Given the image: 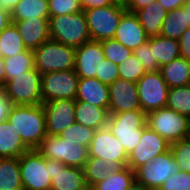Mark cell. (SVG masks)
I'll list each match as a JSON object with an SVG mask.
<instances>
[{"label":"cell","mask_w":190,"mask_h":190,"mask_svg":"<svg viewBox=\"0 0 190 190\" xmlns=\"http://www.w3.org/2000/svg\"><path fill=\"white\" fill-rule=\"evenodd\" d=\"M50 16L81 12L80 0H48Z\"/></svg>","instance_id":"obj_39"},{"label":"cell","mask_w":190,"mask_h":190,"mask_svg":"<svg viewBox=\"0 0 190 190\" xmlns=\"http://www.w3.org/2000/svg\"><path fill=\"white\" fill-rule=\"evenodd\" d=\"M190 27L184 6L167 13L163 21L161 36L179 40L181 35Z\"/></svg>","instance_id":"obj_30"},{"label":"cell","mask_w":190,"mask_h":190,"mask_svg":"<svg viewBox=\"0 0 190 190\" xmlns=\"http://www.w3.org/2000/svg\"><path fill=\"white\" fill-rule=\"evenodd\" d=\"M30 149L23 143L21 137L8 120L0 122V158H20Z\"/></svg>","instance_id":"obj_23"},{"label":"cell","mask_w":190,"mask_h":190,"mask_svg":"<svg viewBox=\"0 0 190 190\" xmlns=\"http://www.w3.org/2000/svg\"><path fill=\"white\" fill-rule=\"evenodd\" d=\"M19 167L24 190H50L49 159L37 149L25 152L19 158Z\"/></svg>","instance_id":"obj_10"},{"label":"cell","mask_w":190,"mask_h":190,"mask_svg":"<svg viewBox=\"0 0 190 190\" xmlns=\"http://www.w3.org/2000/svg\"><path fill=\"white\" fill-rule=\"evenodd\" d=\"M184 7H190V0H185Z\"/></svg>","instance_id":"obj_54"},{"label":"cell","mask_w":190,"mask_h":190,"mask_svg":"<svg viewBox=\"0 0 190 190\" xmlns=\"http://www.w3.org/2000/svg\"><path fill=\"white\" fill-rule=\"evenodd\" d=\"M166 107L190 117V85L168 89Z\"/></svg>","instance_id":"obj_34"},{"label":"cell","mask_w":190,"mask_h":190,"mask_svg":"<svg viewBox=\"0 0 190 190\" xmlns=\"http://www.w3.org/2000/svg\"><path fill=\"white\" fill-rule=\"evenodd\" d=\"M160 72L169 88L190 85V61L182 57L160 67Z\"/></svg>","instance_id":"obj_25"},{"label":"cell","mask_w":190,"mask_h":190,"mask_svg":"<svg viewBox=\"0 0 190 190\" xmlns=\"http://www.w3.org/2000/svg\"><path fill=\"white\" fill-rule=\"evenodd\" d=\"M96 130L86 127L79 123H74L72 126L65 128L60 134V137L67 139L75 144H80L89 147Z\"/></svg>","instance_id":"obj_36"},{"label":"cell","mask_w":190,"mask_h":190,"mask_svg":"<svg viewBox=\"0 0 190 190\" xmlns=\"http://www.w3.org/2000/svg\"><path fill=\"white\" fill-rule=\"evenodd\" d=\"M113 4L121 5L126 7L129 3V0H111Z\"/></svg>","instance_id":"obj_51"},{"label":"cell","mask_w":190,"mask_h":190,"mask_svg":"<svg viewBox=\"0 0 190 190\" xmlns=\"http://www.w3.org/2000/svg\"><path fill=\"white\" fill-rule=\"evenodd\" d=\"M79 77L75 70L42 75V103L58 99H76Z\"/></svg>","instance_id":"obj_12"},{"label":"cell","mask_w":190,"mask_h":190,"mask_svg":"<svg viewBox=\"0 0 190 190\" xmlns=\"http://www.w3.org/2000/svg\"><path fill=\"white\" fill-rule=\"evenodd\" d=\"M11 102L5 95L4 90L0 89V122L7 120Z\"/></svg>","instance_id":"obj_45"},{"label":"cell","mask_w":190,"mask_h":190,"mask_svg":"<svg viewBox=\"0 0 190 190\" xmlns=\"http://www.w3.org/2000/svg\"><path fill=\"white\" fill-rule=\"evenodd\" d=\"M104 59L101 42H86L76 48L75 73L79 78H96L98 63Z\"/></svg>","instance_id":"obj_18"},{"label":"cell","mask_w":190,"mask_h":190,"mask_svg":"<svg viewBox=\"0 0 190 190\" xmlns=\"http://www.w3.org/2000/svg\"><path fill=\"white\" fill-rule=\"evenodd\" d=\"M160 2L167 12L175 10L178 7H182L185 4V0H157Z\"/></svg>","instance_id":"obj_47"},{"label":"cell","mask_w":190,"mask_h":190,"mask_svg":"<svg viewBox=\"0 0 190 190\" xmlns=\"http://www.w3.org/2000/svg\"><path fill=\"white\" fill-rule=\"evenodd\" d=\"M6 82L34 68V51H26L4 59Z\"/></svg>","instance_id":"obj_33"},{"label":"cell","mask_w":190,"mask_h":190,"mask_svg":"<svg viewBox=\"0 0 190 190\" xmlns=\"http://www.w3.org/2000/svg\"><path fill=\"white\" fill-rule=\"evenodd\" d=\"M27 49L34 50L49 37V18L12 20Z\"/></svg>","instance_id":"obj_20"},{"label":"cell","mask_w":190,"mask_h":190,"mask_svg":"<svg viewBox=\"0 0 190 190\" xmlns=\"http://www.w3.org/2000/svg\"><path fill=\"white\" fill-rule=\"evenodd\" d=\"M101 47L105 58L117 65L121 64L134 54L133 50L126 48L115 38L101 41Z\"/></svg>","instance_id":"obj_35"},{"label":"cell","mask_w":190,"mask_h":190,"mask_svg":"<svg viewBox=\"0 0 190 190\" xmlns=\"http://www.w3.org/2000/svg\"><path fill=\"white\" fill-rule=\"evenodd\" d=\"M185 13L187 14L188 23L190 25V7H184Z\"/></svg>","instance_id":"obj_52"},{"label":"cell","mask_w":190,"mask_h":190,"mask_svg":"<svg viewBox=\"0 0 190 190\" xmlns=\"http://www.w3.org/2000/svg\"><path fill=\"white\" fill-rule=\"evenodd\" d=\"M167 13L160 2L154 1L134 14L144 28L146 35L148 37H154L161 34L163 21Z\"/></svg>","instance_id":"obj_24"},{"label":"cell","mask_w":190,"mask_h":190,"mask_svg":"<svg viewBox=\"0 0 190 190\" xmlns=\"http://www.w3.org/2000/svg\"><path fill=\"white\" fill-rule=\"evenodd\" d=\"M109 111L106 108L91 105L85 101H76L75 121L94 130L107 127Z\"/></svg>","instance_id":"obj_22"},{"label":"cell","mask_w":190,"mask_h":190,"mask_svg":"<svg viewBox=\"0 0 190 190\" xmlns=\"http://www.w3.org/2000/svg\"><path fill=\"white\" fill-rule=\"evenodd\" d=\"M41 79L42 75L33 68L8 80L3 90L11 105L42 104Z\"/></svg>","instance_id":"obj_7"},{"label":"cell","mask_w":190,"mask_h":190,"mask_svg":"<svg viewBox=\"0 0 190 190\" xmlns=\"http://www.w3.org/2000/svg\"><path fill=\"white\" fill-rule=\"evenodd\" d=\"M49 172L52 180L50 190H90L82 168L49 159Z\"/></svg>","instance_id":"obj_16"},{"label":"cell","mask_w":190,"mask_h":190,"mask_svg":"<svg viewBox=\"0 0 190 190\" xmlns=\"http://www.w3.org/2000/svg\"><path fill=\"white\" fill-rule=\"evenodd\" d=\"M141 110L148 113L166 107L168 85L159 71L146 72L136 83Z\"/></svg>","instance_id":"obj_11"},{"label":"cell","mask_w":190,"mask_h":190,"mask_svg":"<svg viewBox=\"0 0 190 190\" xmlns=\"http://www.w3.org/2000/svg\"><path fill=\"white\" fill-rule=\"evenodd\" d=\"M109 113H122L141 110L137 85L135 82L118 78L109 85Z\"/></svg>","instance_id":"obj_17"},{"label":"cell","mask_w":190,"mask_h":190,"mask_svg":"<svg viewBox=\"0 0 190 190\" xmlns=\"http://www.w3.org/2000/svg\"><path fill=\"white\" fill-rule=\"evenodd\" d=\"M170 150L179 170L190 173V137L171 144Z\"/></svg>","instance_id":"obj_38"},{"label":"cell","mask_w":190,"mask_h":190,"mask_svg":"<svg viewBox=\"0 0 190 190\" xmlns=\"http://www.w3.org/2000/svg\"><path fill=\"white\" fill-rule=\"evenodd\" d=\"M146 124L169 144L190 137L189 118L167 107L148 113Z\"/></svg>","instance_id":"obj_5"},{"label":"cell","mask_w":190,"mask_h":190,"mask_svg":"<svg viewBox=\"0 0 190 190\" xmlns=\"http://www.w3.org/2000/svg\"><path fill=\"white\" fill-rule=\"evenodd\" d=\"M5 85H6L5 63H4V58L0 56V89L3 90Z\"/></svg>","instance_id":"obj_50"},{"label":"cell","mask_w":190,"mask_h":190,"mask_svg":"<svg viewBox=\"0 0 190 190\" xmlns=\"http://www.w3.org/2000/svg\"><path fill=\"white\" fill-rule=\"evenodd\" d=\"M178 41L180 46V57L190 61V27L181 35Z\"/></svg>","instance_id":"obj_43"},{"label":"cell","mask_w":190,"mask_h":190,"mask_svg":"<svg viewBox=\"0 0 190 190\" xmlns=\"http://www.w3.org/2000/svg\"><path fill=\"white\" fill-rule=\"evenodd\" d=\"M96 78L103 84L110 85L119 78L118 65L111 63L106 58L98 63Z\"/></svg>","instance_id":"obj_41"},{"label":"cell","mask_w":190,"mask_h":190,"mask_svg":"<svg viewBox=\"0 0 190 190\" xmlns=\"http://www.w3.org/2000/svg\"><path fill=\"white\" fill-rule=\"evenodd\" d=\"M148 43L153 50L154 60L162 67L180 57L179 41L164 36L148 37Z\"/></svg>","instance_id":"obj_27"},{"label":"cell","mask_w":190,"mask_h":190,"mask_svg":"<svg viewBox=\"0 0 190 190\" xmlns=\"http://www.w3.org/2000/svg\"><path fill=\"white\" fill-rule=\"evenodd\" d=\"M114 38L133 51L148 40V36L139 23L137 16L128 11L122 15Z\"/></svg>","instance_id":"obj_19"},{"label":"cell","mask_w":190,"mask_h":190,"mask_svg":"<svg viewBox=\"0 0 190 190\" xmlns=\"http://www.w3.org/2000/svg\"><path fill=\"white\" fill-rule=\"evenodd\" d=\"M119 78L137 83L146 73L140 60L133 54L131 57L118 64Z\"/></svg>","instance_id":"obj_37"},{"label":"cell","mask_w":190,"mask_h":190,"mask_svg":"<svg viewBox=\"0 0 190 190\" xmlns=\"http://www.w3.org/2000/svg\"><path fill=\"white\" fill-rule=\"evenodd\" d=\"M111 0H80L82 11L112 5Z\"/></svg>","instance_id":"obj_44"},{"label":"cell","mask_w":190,"mask_h":190,"mask_svg":"<svg viewBox=\"0 0 190 190\" xmlns=\"http://www.w3.org/2000/svg\"><path fill=\"white\" fill-rule=\"evenodd\" d=\"M26 50L23 39L13 23L0 33V56L2 58L15 56Z\"/></svg>","instance_id":"obj_32"},{"label":"cell","mask_w":190,"mask_h":190,"mask_svg":"<svg viewBox=\"0 0 190 190\" xmlns=\"http://www.w3.org/2000/svg\"><path fill=\"white\" fill-rule=\"evenodd\" d=\"M174 156L168 151L149 159L145 165L138 167L135 172L136 186L148 189H159L170 176L179 172Z\"/></svg>","instance_id":"obj_8"},{"label":"cell","mask_w":190,"mask_h":190,"mask_svg":"<svg viewBox=\"0 0 190 190\" xmlns=\"http://www.w3.org/2000/svg\"><path fill=\"white\" fill-rule=\"evenodd\" d=\"M49 17L48 0H20L11 12V20Z\"/></svg>","instance_id":"obj_31"},{"label":"cell","mask_w":190,"mask_h":190,"mask_svg":"<svg viewBox=\"0 0 190 190\" xmlns=\"http://www.w3.org/2000/svg\"><path fill=\"white\" fill-rule=\"evenodd\" d=\"M0 190H24L19 158H0Z\"/></svg>","instance_id":"obj_28"},{"label":"cell","mask_w":190,"mask_h":190,"mask_svg":"<svg viewBox=\"0 0 190 190\" xmlns=\"http://www.w3.org/2000/svg\"><path fill=\"white\" fill-rule=\"evenodd\" d=\"M20 0H0V6L8 11L12 12Z\"/></svg>","instance_id":"obj_49"},{"label":"cell","mask_w":190,"mask_h":190,"mask_svg":"<svg viewBox=\"0 0 190 190\" xmlns=\"http://www.w3.org/2000/svg\"><path fill=\"white\" fill-rule=\"evenodd\" d=\"M123 167L121 163L105 162L101 158L89 157L83 168L88 187L91 189L95 184Z\"/></svg>","instance_id":"obj_26"},{"label":"cell","mask_w":190,"mask_h":190,"mask_svg":"<svg viewBox=\"0 0 190 190\" xmlns=\"http://www.w3.org/2000/svg\"><path fill=\"white\" fill-rule=\"evenodd\" d=\"M147 115L142 110H130L122 113H109L107 127L118 138L126 153L139 144L142 129L146 125Z\"/></svg>","instance_id":"obj_4"},{"label":"cell","mask_w":190,"mask_h":190,"mask_svg":"<svg viewBox=\"0 0 190 190\" xmlns=\"http://www.w3.org/2000/svg\"><path fill=\"white\" fill-rule=\"evenodd\" d=\"M37 150L47 159L58 160L66 166L82 169L89 158L88 147L67 141L59 135H47Z\"/></svg>","instance_id":"obj_6"},{"label":"cell","mask_w":190,"mask_h":190,"mask_svg":"<svg viewBox=\"0 0 190 190\" xmlns=\"http://www.w3.org/2000/svg\"><path fill=\"white\" fill-rule=\"evenodd\" d=\"M34 68L41 74L75 69L76 48L49 38L34 49Z\"/></svg>","instance_id":"obj_2"},{"label":"cell","mask_w":190,"mask_h":190,"mask_svg":"<svg viewBox=\"0 0 190 190\" xmlns=\"http://www.w3.org/2000/svg\"><path fill=\"white\" fill-rule=\"evenodd\" d=\"M135 187V172L128 166H124L95 184L90 190H134Z\"/></svg>","instance_id":"obj_29"},{"label":"cell","mask_w":190,"mask_h":190,"mask_svg":"<svg viewBox=\"0 0 190 190\" xmlns=\"http://www.w3.org/2000/svg\"><path fill=\"white\" fill-rule=\"evenodd\" d=\"M7 120L18 131L23 143L37 149L47 136L43 105H11Z\"/></svg>","instance_id":"obj_1"},{"label":"cell","mask_w":190,"mask_h":190,"mask_svg":"<svg viewBox=\"0 0 190 190\" xmlns=\"http://www.w3.org/2000/svg\"><path fill=\"white\" fill-rule=\"evenodd\" d=\"M154 1L157 0H129L128 5L126 6V10L128 12L135 13L136 11L143 9Z\"/></svg>","instance_id":"obj_46"},{"label":"cell","mask_w":190,"mask_h":190,"mask_svg":"<svg viewBox=\"0 0 190 190\" xmlns=\"http://www.w3.org/2000/svg\"><path fill=\"white\" fill-rule=\"evenodd\" d=\"M12 24L11 13L0 6V33Z\"/></svg>","instance_id":"obj_48"},{"label":"cell","mask_w":190,"mask_h":190,"mask_svg":"<svg viewBox=\"0 0 190 190\" xmlns=\"http://www.w3.org/2000/svg\"><path fill=\"white\" fill-rule=\"evenodd\" d=\"M134 55L140 60L146 72H155L160 70L157 61L154 60L153 50L148 41L133 51Z\"/></svg>","instance_id":"obj_40"},{"label":"cell","mask_w":190,"mask_h":190,"mask_svg":"<svg viewBox=\"0 0 190 190\" xmlns=\"http://www.w3.org/2000/svg\"><path fill=\"white\" fill-rule=\"evenodd\" d=\"M49 37L74 48L91 41L84 12L50 16Z\"/></svg>","instance_id":"obj_3"},{"label":"cell","mask_w":190,"mask_h":190,"mask_svg":"<svg viewBox=\"0 0 190 190\" xmlns=\"http://www.w3.org/2000/svg\"><path fill=\"white\" fill-rule=\"evenodd\" d=\"M75 100L109 110V85L101 83L97 78H79Z\"/></svg>","instance_id":"obj_21"},{"label":"cell","mask_w":190,"mask_h":190,"mask_svg":"<svg viewBox=\"0 0 190 190\" xmlns=\"http://www.w3.org/2000/svg\"><path fill=\"white\" fill-rule=\"evenodd\" d=\"M159 190H190V173L179 171L167 178Z\"/></svg>","instance_id":"obj_42"},{"label":"cell","mask_w":190,"mask_h":190,"mask_svg":"<svg viewBox=\"0 0 190 190\" xmlns=\"http://www.w3.org/2000/svg\"><path fill=\"white\" fill-rule=\"evenodd\" d=\"M170 146L171 144L146 124L139 144L128 155L127 166L135 171L149 159L168 151Z\"/></svg>","instance_id":"obj_13"},{"label":"cell","mask_w":190,"mask_h":190,"mask_svg":"<svg viewBox=\"0 0 190 190\" xmlns=\"http://www.w3.org/2000/svg\"><path fill=\"white\" fill-rule=\"evenodd\" d=\"M45 112L47 135L58 136L75 121V99H58L42 103Z\"/></svg>","instance_id":"obj_15"},{"label":"cell","mask_w":190,"mask_h":190,"mask_svg":"<svg viewBox=\"0 0 190 190\" xmlns=\"http://www.w3.org/2000/svg\"><path fill=\"white\" fill-rule=\"evenodd\" d=\"M89 157H97L105 162H117L127 166L128 154L118 138L108 127L97 129L88 147Z\"/></svg>","instance_id":"obj_14"},{"label":"cell","mask_w":190,"mask_h":190,"mask_svg":"<svg viewBox=\"0 0 190 190\" xmlns=\"http://www.w3.org/2000/svg\"><path fill=\"white\" fill-rule=\"evenodd\" d=\"M134 190H159V189H148V188H142V187L136 186Z\"/></svg>","instance_id":"obj_53"},{"label":"cell","mask_w":190,"mask_h":190,"mask_svg":"<svg viewBox=\"0 0 190 190\" xmlns=\"http://www.w3.org/2000/svg\"><path fill=\"white\" fill-rule=\"evenodd\" d=\"M126 11V7L117 4L83 11L91 40L101 42L114 38L119 21Z\"/></svg>","instance_id":"obj_9"}]
</instances>
